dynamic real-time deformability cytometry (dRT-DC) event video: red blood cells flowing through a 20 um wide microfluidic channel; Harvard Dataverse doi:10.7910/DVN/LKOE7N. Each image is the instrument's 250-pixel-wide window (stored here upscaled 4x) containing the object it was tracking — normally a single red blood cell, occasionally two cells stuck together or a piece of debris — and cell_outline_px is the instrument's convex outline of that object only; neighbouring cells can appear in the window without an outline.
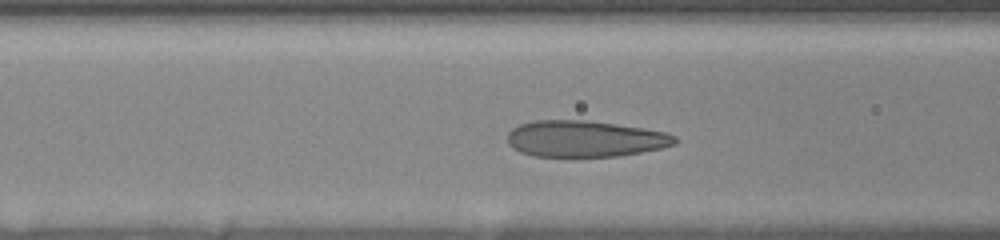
{"species": "human", "species_latin": "Homo sapiens", "temperature_condition": "room temperature", "stored_images_in_passage": 48, "camera_frame_rate_fps": 3000, "um_per_image_px": 0.085, "donor": {"sex": "female"}, "frame": {"image": 1, "passage_image": 16, "time_ms": 4.333, "image_size_px": [1000, 240], "cell_outline_px": [[676, 144], [660, 148], [640, 152], [616, 156], [572, 160], [532, 156], [520, 152], [512, 148], [508, 144], [508, 132], [512, 128], [520, 124], [536, 120], [584, 120], [616, 124], [644, 128], [664, 132], [676, 136]], "centroid_in_image_um": [49.65, 11.84], "position_along_channel_um": 117.0, "area_um2": 36.53}}
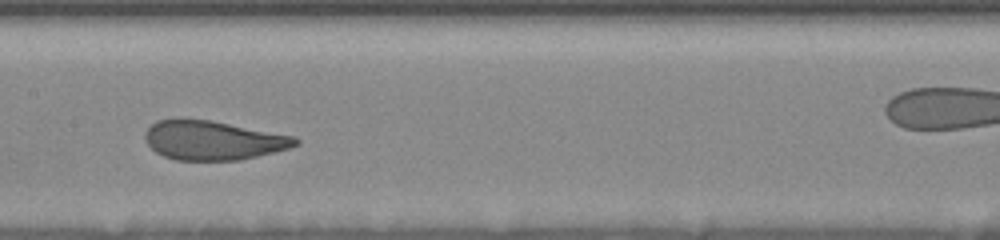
{"frame": {"image": 2, "passage_image": 24, "time_ms": 6.333, "image_size_px": [1000, 240], "cell_outline_px": [[300, 144], [288, 148], [240, 160], [176, 160], [164, 156], [156, 152], [148, 144], [144, 136], [148, 128], [156, 120], [176, 116], [180, 116], [208, 120], [296, 136], [300, 140]], "centroid_in_image_um": [18.07, 11.9], "position_along_channel_um": 189.3, "area_um2": 34.62}}
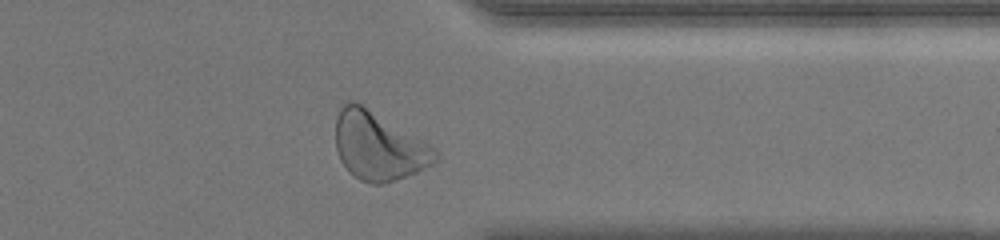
{"frame": {"image": 3, "passage_image": 45, "time_ms": 11.667, "image_size_px": [1000, 240], "cell_outline_px": [[436, 160], [432, 164], [416, 172], [396, 180], [384, 184], [368, 184], [360, 180], [348, 172], [340, 160], [336, 148], [336, 116], [340, 108], [348, 100], [352, 100], [360, 104], [436, 148]], "centroid_in_image_um": [32.14, 12.45], "position_along_channel_um": 379.3, "area_um2": 39.19}}